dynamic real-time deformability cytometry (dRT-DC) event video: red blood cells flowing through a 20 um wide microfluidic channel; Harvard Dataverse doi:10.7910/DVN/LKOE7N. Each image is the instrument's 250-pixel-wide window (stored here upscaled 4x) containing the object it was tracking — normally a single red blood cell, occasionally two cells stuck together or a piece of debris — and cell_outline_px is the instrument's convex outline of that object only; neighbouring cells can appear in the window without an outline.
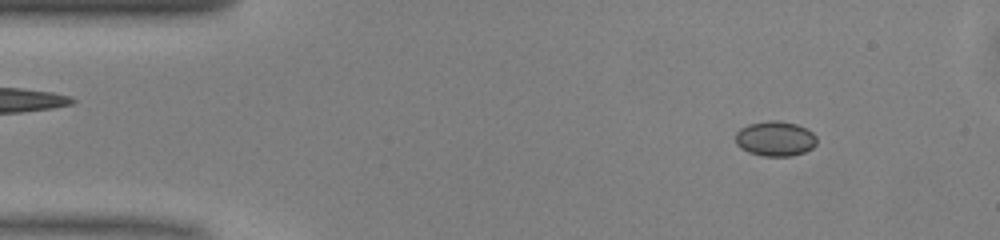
{"species": "common noctule bat (a hibernating species)", "species_latin": "Nyctalus noctula", "temperature_condition": "warm", "stored_images_in_passage": 49, "camera_frame_rate_fps": 3000, "um_per_image_px": 0.085, "animal": {"sex": "male", "body_mass_g": 13.0, "forearm_length_mm": 53.1}, "frame": {"image": 1, "passage_image": 5, "time_ms": 1.333, "image_size_px": [1000, 240], "cell_outline_px": [[816, 144], [812, 148], [804, 152], [792, 156], [764, 156], [748, 152], [740, 148], [736, 144], [736, 132], [740, 128], [748, 124], [768, 120], [776, 120], [796, 124], [812, 132], [816, 136]], "centroid_in_image_um": [65.87, 11.79], "position_along_channel_um": 19.1, "area_um2": 16.59}}
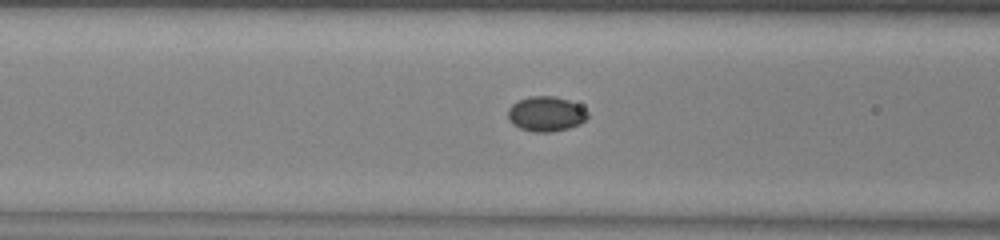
{"frame": {"image": 2, "passage_image": 18, "time_ms": 5.667, "image_size_px": [1000, 240], "cell_outline_px": [[588, 116], [580, 124], [568, 128], [548, 132], [536, 132], [520, 128], [512, 124], [508, 120], [508, 108], [512, 104], [528, 96], [552, 96], [568, 100], [584, 108], [588, 112]], "centroid_in_image_um": [46.39, 9.68], "position_along_channel_um": 120.2, "area_um2": 16.13}}
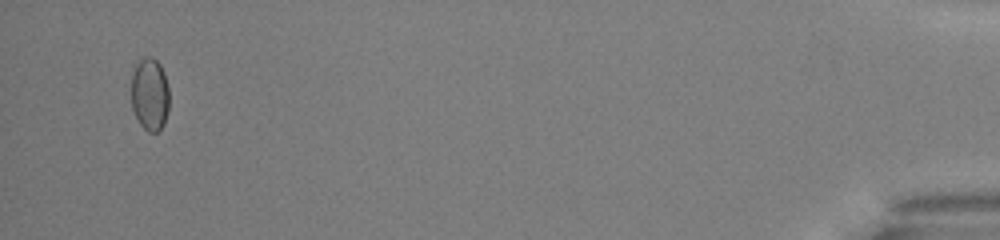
{"frame": {"image": 3, "passage_image": 47, "time_ms": 15.333, "image_size_px": [1000, 240], "cell_outline_px": [[168, 112], [164, 124], [156, 132], [148, 132], [140, 124], [132, 108], [132, 72], [136, 64], [144, 56], [152, 56], [160, 64], [164, 72], [168, 88]], "centroid_in_image_um": [12.73, 7.99], "position_along_channel_um": 422.5, "area_um2": 16.13}}